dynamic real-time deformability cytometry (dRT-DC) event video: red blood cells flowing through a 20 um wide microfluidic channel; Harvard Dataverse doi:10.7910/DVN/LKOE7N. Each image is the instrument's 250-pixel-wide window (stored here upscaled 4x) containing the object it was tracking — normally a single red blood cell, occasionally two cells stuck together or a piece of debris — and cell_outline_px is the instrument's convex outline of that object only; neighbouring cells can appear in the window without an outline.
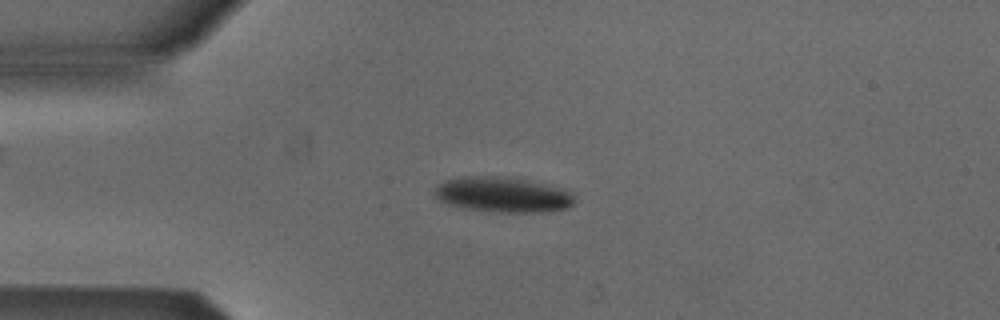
{"species": "Egyptian fruit bat (a non-hibernating species)", "species_latin": "Rousettus aegyptiacus", "temperature_condition": "cold", "stored_images_in_passage": 52, "camera_frame_rate_fps": 3000, "um_per_image_px": 0.085, "animal": {"sex": "male"}, "frame": {"image": 1, "passage_image": 12, "time_ms": 3.667, "image_size_px": [1000, 320], "cell_outline_px": [[572, 204], [568, 208], [544, 212], [496, 212], [464, 208], [448, 204], [440, 200], [436, 196], [436, 188], [444, 180], [464, 176], [508, 176], [544, 184], [568, 192], [572, 196]], "centroid_in_image_um": [42.69, 16.54], "position_along_channel_um": 42.3, "area_um2": 28.32}}
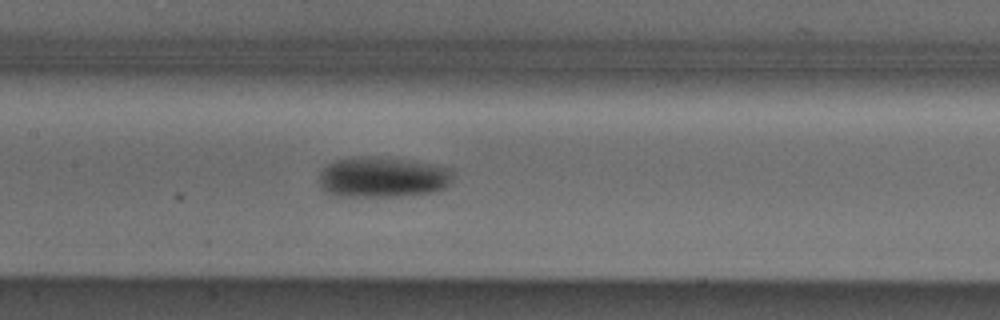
{"frame": {"image": 2, "passage_image": 24, "time_ms": 7.667, "image_size_px": [1000, 320], "cell_outline_px": [[452, 184], [444, 188], [432, 192], [400, 196], [332, 196], [324, 192], [320, 188], [320, 172], [328, 164], [336, 160], [360, 156], [364, 156], [404, 160], [452, 168]], "centroid_in_image_um": [32.5, 15.08], "position_along_channel_um": 174.9, "area_um2": 31.56}}
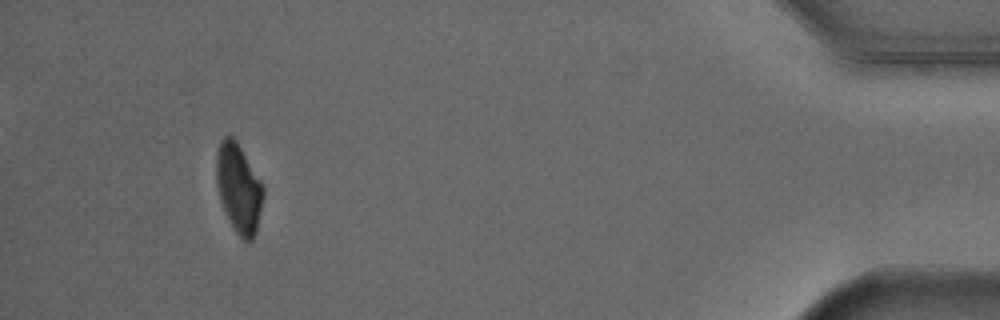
{"frame": {"image": 3, "passage_image": 48, "time_ms": 15.667, "image_size_px": [1000, 320], "cell_outline_px": [[264, 196], [256, 232], [252, 240], [244, 240], [232, 228], [220, 200], [216, 184], [216, 152], [220, 140], [224, 136], [232, 136], [236, 140], [264, 184]], "centroid_in_image_um": [20.29, 15.97], "position_along_channel_um": 414.9, "area_um2": 24.62}, "authors_computed_cell_mechanics": {"area_um2": 27.5417, "velocity_mm_per_s": 3.8862, "shape_relaxation_time_tau1_ms": 3.019, "shape_relaxation_time_tau2_ms": null, "deformation_change_tau1": 0.1043, "deformation_change_tau2": null}}